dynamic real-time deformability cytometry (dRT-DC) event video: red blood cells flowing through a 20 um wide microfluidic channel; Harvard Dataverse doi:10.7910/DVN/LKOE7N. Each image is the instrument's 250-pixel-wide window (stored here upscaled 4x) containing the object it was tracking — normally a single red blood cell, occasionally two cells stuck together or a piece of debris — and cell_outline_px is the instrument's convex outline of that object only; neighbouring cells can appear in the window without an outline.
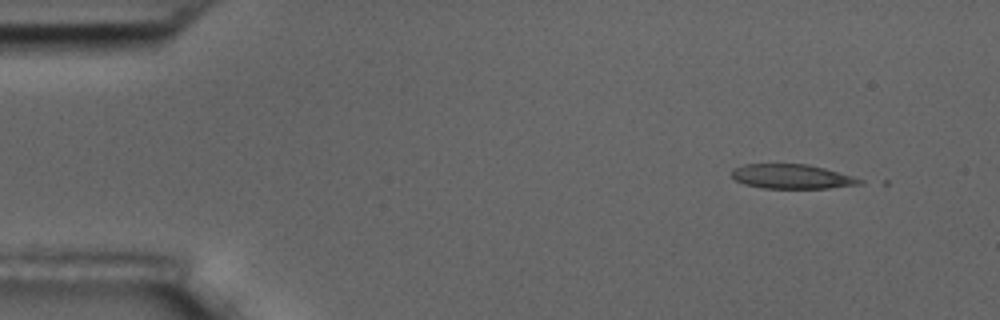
{"species": "common noctule bat (a hibernating species)", "species_latin": "Nyctalus noctula", "temperature_condition": "room temperature", "stored_images_in_passage": 3, "camera_frame_rate_fps": 3000, "um_per_image_px": 0.085, "animal": {"sex": "male", "body_mass_g": 17.5, "forearm_length_mm": 52.3}, "frame": {"image": 1, "passage_image": 2, "time_ms": 0.333, "image_size_px": [1000, 320], "cell_outline_px": [[864, 184], [828, 188], [764, 188], [744, 184], [736, 180], [732, 176], [732, 168], [744, 164], [808, 164], [824, 168], [852, 176], [864, 180]], "centroid_in_image_um": [67.31, 15.0], "position_along_channel_um": 17.7, "area_um2": 18.21}}